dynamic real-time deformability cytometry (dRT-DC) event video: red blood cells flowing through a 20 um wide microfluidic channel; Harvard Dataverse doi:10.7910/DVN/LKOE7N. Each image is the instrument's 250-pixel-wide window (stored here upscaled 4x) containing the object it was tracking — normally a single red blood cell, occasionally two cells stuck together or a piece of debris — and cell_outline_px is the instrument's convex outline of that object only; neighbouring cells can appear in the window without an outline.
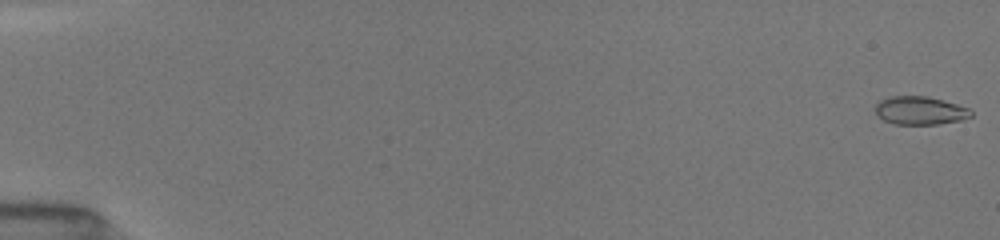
{"species": "common noctule bat (a hibernating species)", "species_latin": "Nyctalus noctula", "temperature_condition": "room temperature", "stored_images_in_passage": 52, "camera_frame_rate_fps": 3000, "um_per_image_px": 0.085, "animal": {"sex": "female", "body_mass_g": 19.5, "forearm_length_mm": 54.1}, "frame": {"image": 1, "passage_image": 1, "time_ms": 0.0, "image_size_px": [1000, 240], "cell_outline_px": [[972, 116], [964, 120], [936, 124], [896, 124], [884, 120], [876, 112], [876, 104], [880, 100], [892, 96], [928, 96], [956, 104], [968, 108], [972, 112]], "centroid_in_image_um": [78.23, 9.39], "position_along_channel_um": 6.8, "area_um2": 15.61}}
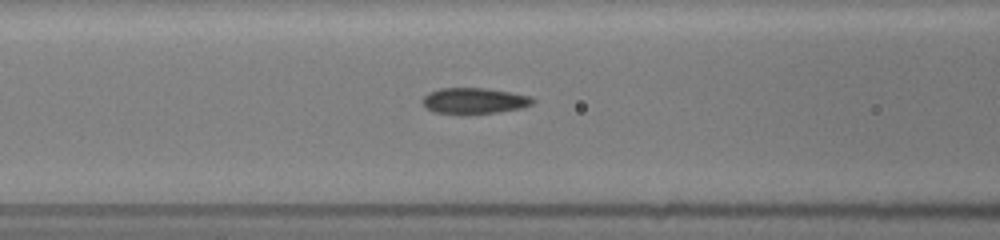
{"frame": {"image": 2, "passage_image": 23, "time_ms": 7.333, "image_size_px": [1000, 240], "cell_outline_px": [[536, 100], [532, 104], [520, 108], [496, 112], [468, 116], [464, 116], [436, 112], [428, 108], [420, 100], [428, 92], [440, 88], [484, 88], [532, 96]], "centroid_in_image_um": [40.28, 8.59], "position_along_channel_um": 126.3, "area_um2": 16.99}}
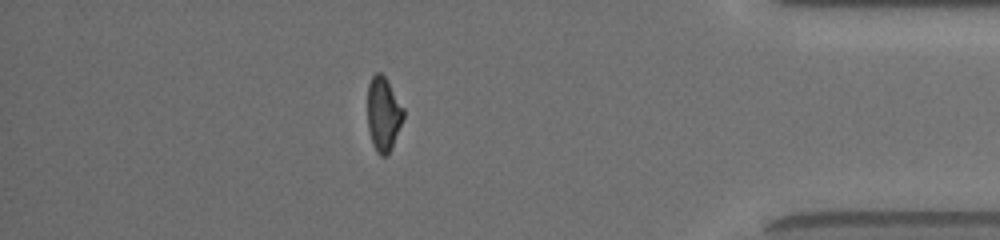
{"frame": {"image": 3, "passage_image": 46, "time_ms": 15.0, "image_size_px": [1000, 240], "cell_outline_px": [[404, 116], [392, 148], [388, 156], [380, 156], [376, 152], [372, 144], [368, 128], [368, 84], [372, 76], [376, 72], [380, 72], [384, 76], [404, 108]], "centroid_in_image_um": [32.58, 9.73], "position_along_channel_um": 402.6, "area_um2": 15.55}, "authors_computed_cell_mechanics": {"area_um2": 16.3863, "velocity_mm_per_s": 4.0268, "shape_relaxation_time_tau1_ms": 5.6583, "shape_relaxation_time_tau2_ms": 1.3217, "deformation_change_tau1": 0.1844, "deformation_change_tau2": 0.0604}}